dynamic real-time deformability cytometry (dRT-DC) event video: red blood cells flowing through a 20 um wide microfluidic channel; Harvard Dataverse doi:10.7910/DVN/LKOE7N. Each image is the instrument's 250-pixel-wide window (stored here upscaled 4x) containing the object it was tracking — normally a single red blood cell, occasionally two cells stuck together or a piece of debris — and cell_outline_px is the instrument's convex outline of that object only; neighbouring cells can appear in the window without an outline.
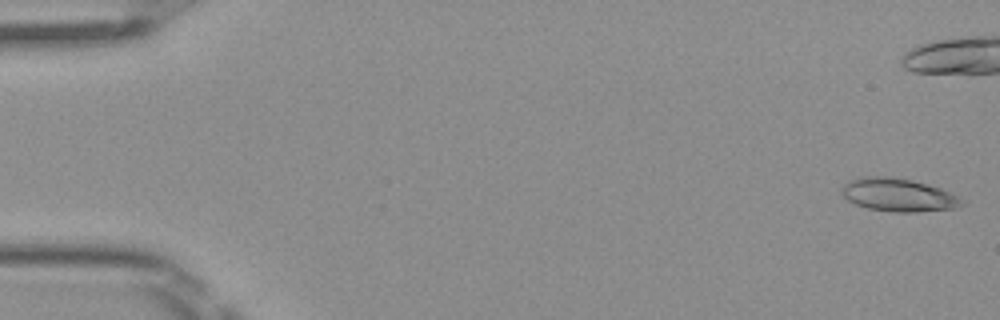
{"species": "Egyptian fruit bat (a non-hibernating species)", "species_latin": "Rousettus aegyptiacus", "temperature_condition": "room temperature", "stored_images_in_passage": 51, "camera_frame_rate_fps": 3000, "um_per_image_px": 0.085, "frame": {"image": 1, "passage_image": 1, "time_ms": 0.0, "image_size_px": [1000, 320], "cell_outline_px": [[968, 200], [964, 204], [956, 208], [916, 212], [896, 212], [868, 208], [856, 204], [848, 200], [840, 192], [840, 188], [844, 184], [852, 180], [864, 176], [888, 176], [912, 180], [928, 184], [940, 188]], "centroid_in_image_um": [76.4, 16.57], "position_along_channel_um": 8.6, "area_um2": 23.29}, "authors_computed_cell_mechanics": {"area_um2": 21.7906, "velocity_mm_per_s": 4.0689, "shape_relaxation_time_tau1_ms": null, "shape_relaxation_time_tau2_ms": 2.2957, "deformation_change_tau1": null, "deformation_change_tau2": 0.0973}}